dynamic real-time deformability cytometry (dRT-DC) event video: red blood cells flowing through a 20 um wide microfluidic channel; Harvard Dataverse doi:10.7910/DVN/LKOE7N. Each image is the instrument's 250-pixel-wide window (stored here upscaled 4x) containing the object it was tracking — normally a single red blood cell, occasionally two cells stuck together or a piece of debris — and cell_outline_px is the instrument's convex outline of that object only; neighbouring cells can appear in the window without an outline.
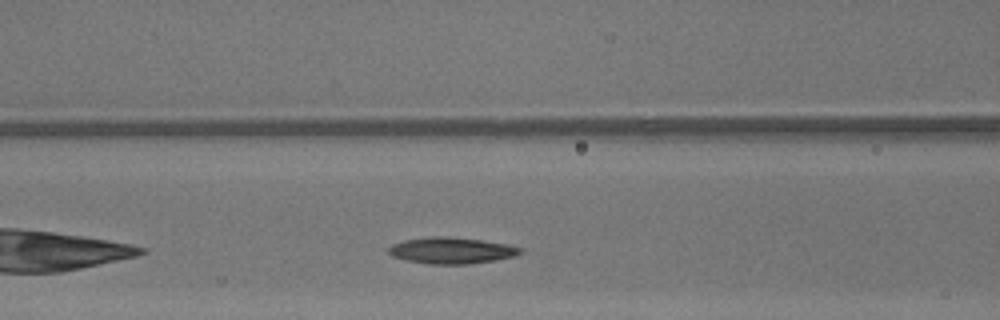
{"species": "common noctule bat (a hibernating species)", "species_latin": "Nyctalus noctula", "temperature_condition": "warm", "stored_images_in_passage": 20, "camera_frame_rate_fps": 3000, "um_per_image_px": 0.085, "animal": {"sex": "male", "body_mass_g": 13.3}, "frame": {"image": 1, "passage_image": 7, "time_ms": 2.0, "image_size_px": [1000, 320], "cell_outline_px": [[524, 252], [512, 256], [492, 260], [468, 264], [428, 264], [408, 260], [392, 256], [388, 252], [388, 248], [392, 244], [404, 240], [432, 236], [448, 236], [480, 240], [508, 244], [524, 248]], "centroid_in_image_um": [38.37, 21.28], "position_along_channel_um": 128.2, "area_um2": 20.11}}
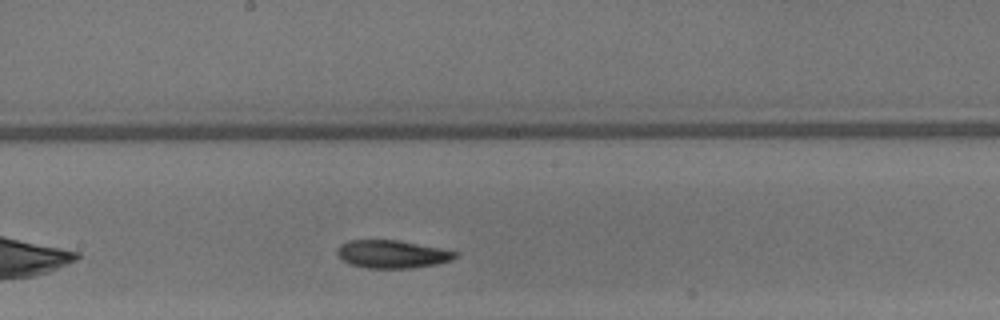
{"frame": {"image": 2, "passage_image": 13, "time_ms": 4.0, "image_size_px": [1000, 320], "cell_outline_px": [[456, 256], [452, 260], [440, 264], [412, 268], [364, 268], [348, 264], [340, 260], [336, 252], [336, 248], [340, 244], [348, 240], [400, 240], [440, 248], [456, 252]], "centroid_in_image_um": [33.27, 21.61], "position_along_channel_um": 214.9, "area_um2": 19.54}}
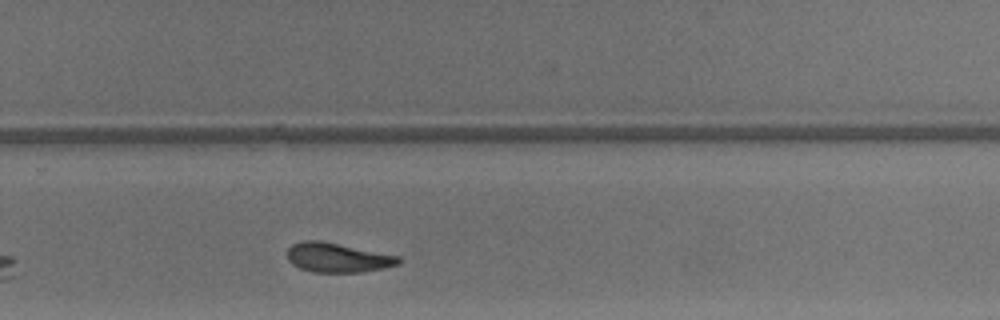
{"frame": {"image": 3, "passage_image": 19, "time_ms": 6.0, "image_size_px": [1000, 320], "cell_outline_px": [[400, 264], [384, 268], [360, 272], [312, 272], [300, 268], [292, 264], [288, 260], [288, 248], [292, 244], [300, 240], [320, 240], [400, 256]], "centroid_in_image_um": [28.68, 21.89], "position_along_channel_um": 301.1, "area_um2": 19.13}}